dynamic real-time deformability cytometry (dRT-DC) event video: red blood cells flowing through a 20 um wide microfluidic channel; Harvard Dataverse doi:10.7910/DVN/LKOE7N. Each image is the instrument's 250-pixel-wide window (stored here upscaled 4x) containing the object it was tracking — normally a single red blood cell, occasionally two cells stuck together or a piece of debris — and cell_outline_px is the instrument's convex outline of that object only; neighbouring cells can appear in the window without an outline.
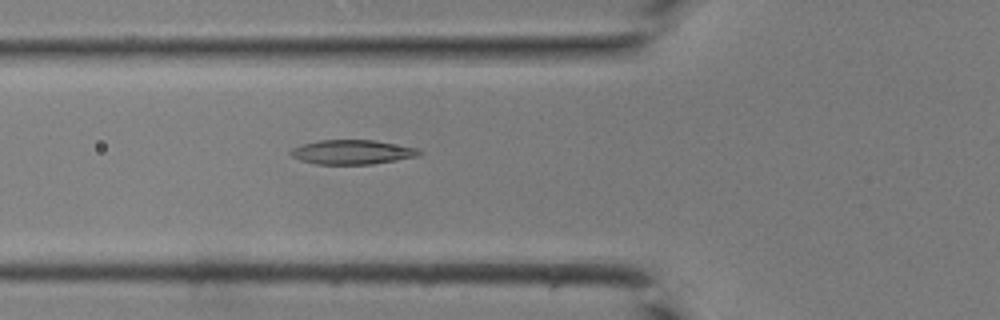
{"species": "common noctule bat (a hibernating species)", "species_latin": "Nyctalus noctula", "temperature_condition": "room temperature", "stored_images_in_passage": 32, "camera_frame_rate_fps": 3000, "um_per_image_px": 0.085, "animal": {"sex": "male", "body_mass_g": 19.0, "forearm_length_mm": 50.8}, "frame": {"image": 1, "passage_image": 9, "time_ms": 2.667, "image_size_px": [1000, 320], "cell_outline_px": [[424, 152], [420, 156], [372, 164], [316, 164], [300, 160], [292, 156], [288, 152], [292, 148], [300, 144], [320, 140], [376, 140], [420, 148]], "centroid_in_image_um": [29.98, 12.92], "position_along_channel_um": 95.8, "area_um2": 18.55}}
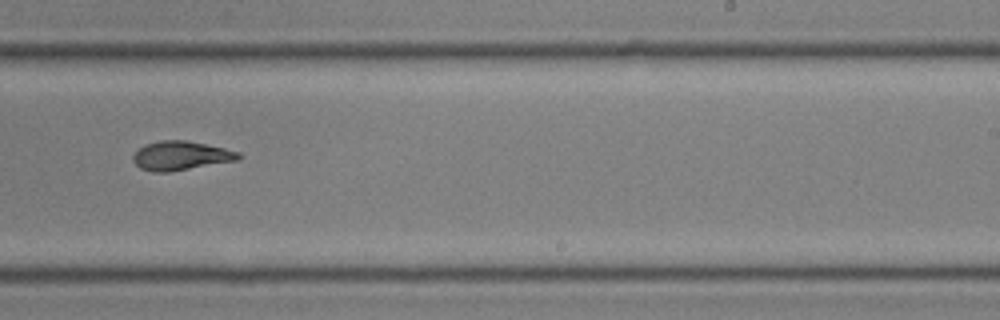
{"frame": {"image": 2, "passage_image": 20, "time_ms": 6.333, "image_size_px": [1000, 320], "cell_outline_px": [[244, 156], [240, 160], [168, 172], [152, 172], [140, 168], [132, 160], [132, 156], [144, 144], [160, 140], [188, 140], [224, 148], [240, 152]], "centroid_in_image_um": [15.4, 13.23], "position_along_channel_um": 273.6, "area_um2": 18.03}}
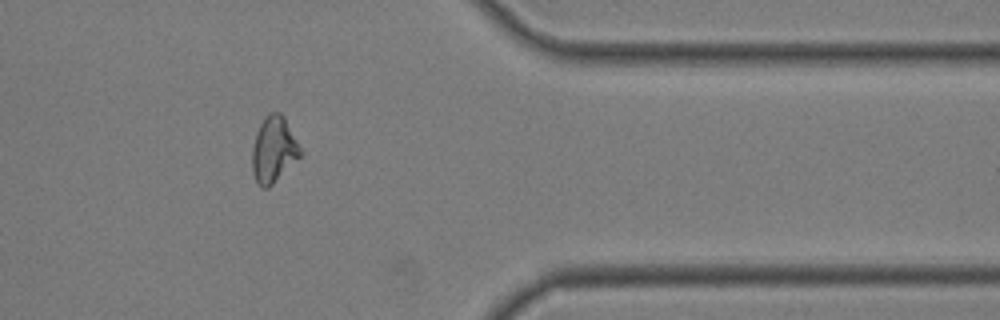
{"frame": {"image": 3, "passage_image": 28, "time_ms": 9.0, "image_size_px": [1000, 320], "cell_outline_px": [[304, 152], [268, 188], [260, 188], [256, 184], [252, 172], [252, 148], [256, 132], [264, 116], [268, 112], [280, 112], [284, 116]], "centroid_in_image_um": [23.25, 12.7], "position_along_channel_um": 388.1, "area_um2": 18.73}}